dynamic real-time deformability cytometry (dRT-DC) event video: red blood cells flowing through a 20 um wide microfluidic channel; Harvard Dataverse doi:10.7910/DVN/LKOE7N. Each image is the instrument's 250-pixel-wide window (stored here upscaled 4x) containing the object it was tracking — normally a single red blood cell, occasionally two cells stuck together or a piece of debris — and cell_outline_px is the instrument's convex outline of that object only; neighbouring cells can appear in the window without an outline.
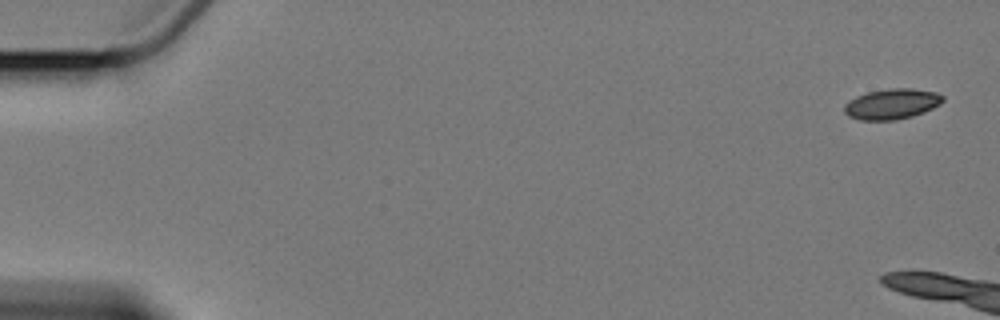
{"species": "Egyptian fruit bat (a non-hibernating species)", "species_latin": "Rousettus aegyptiacus", "temperature_condition": "cold", "stored_images_in_passage": 3, "camera_frame_rate_fps": 3000, "um_per_image_px": 0.085, "animal": {"sex": "female"}, "frame": {"image": 1, "passage_image": 1, "time_ms": 0.0, "image_size_px": [1000, 320], "cell_outline_px": [[944, 100], [940, 104], [924, 112], [912, 116], [896, 120], [860, 120], [848, 116], [844, 112], [844, 104], [848, 100], [856, 96], [868, 92], [888, 88], [912, 88], [936, 92], [944, 96]], "centroid_in_image_um": [75.79, 8.83], "position_along_channel_um": 9.2, "area_um2": 17.63}}